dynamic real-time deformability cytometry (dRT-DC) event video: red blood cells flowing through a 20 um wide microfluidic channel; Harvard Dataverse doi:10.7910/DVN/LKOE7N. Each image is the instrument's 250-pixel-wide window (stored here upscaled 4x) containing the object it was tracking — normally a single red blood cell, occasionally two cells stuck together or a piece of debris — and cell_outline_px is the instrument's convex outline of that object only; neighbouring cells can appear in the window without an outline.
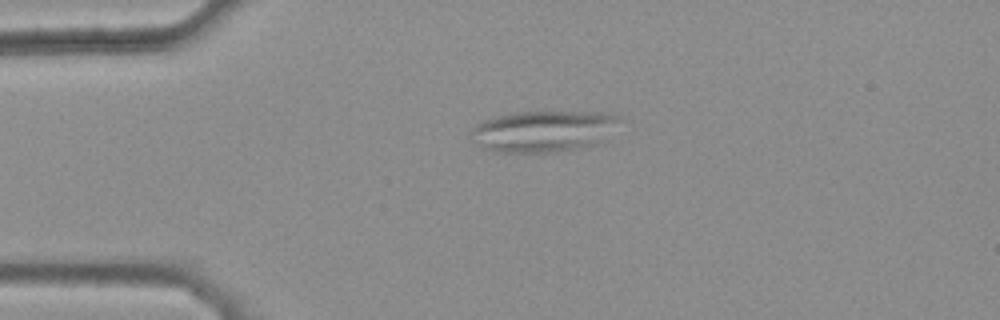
{"species": "common noctule bat (a hibernating species)", "species_latin": "Nyctalus noctula", "temperature_condition": "warm", "stored_images_in_passage": 46, "camera_frame_rate_fps": 3000, "um_per_image_px": 0.085, "animal": {"sex": "female", "body_mass_g": 25.1}, "frame": {"image": 1, "passage_image": 12, "time_ms": 3.667, "image_size_px": [1000, 320], "cell_outline_px": [[620, 120], [596, 144], [552, 152], [500, 152], [484, 148], [468, 132], [476, 124], [484, 120], [496, 116], [516, 112], [616, 112]], "centroid_in_image_um": [46.16, 11.12], "position_along_channel_um": 38.8, "area_um2": 35.14}}
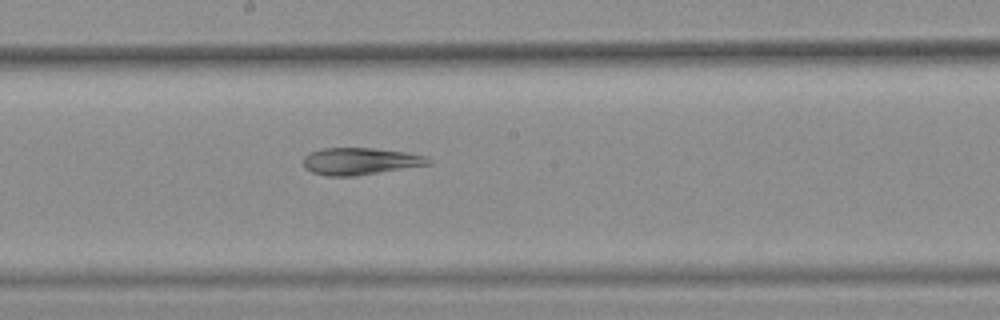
{"frame": {"image": 2, "passage_image": 28, "time_ms": 9.0, "image_size_px": [1000, 320], "cell_outline_px": [[432, 164], [356, 176], [328, 176], [312, 172], [304, 168], [304, 156], [312, 152], [324, 148], [372, 148], [404, 152], [424, 156], [432, 160]], "centroid_in_image_um": [30.62, 13.71], "position_along_channel_um": 217.6, "area_um2": 19.59}}
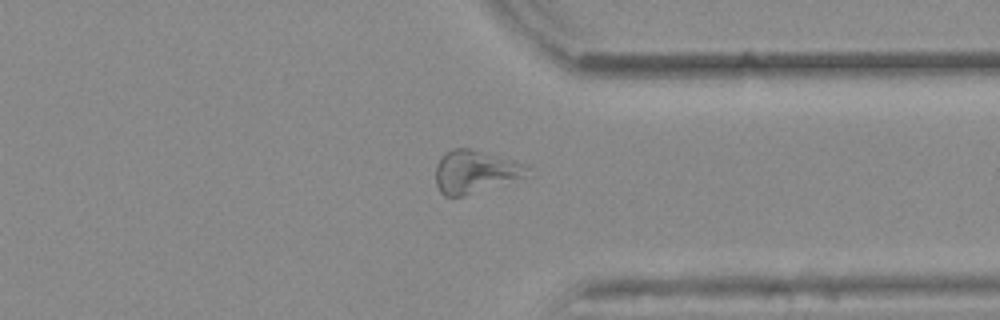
{"frame": {"image": 3, "passage_image": 40, "time_ms": 13.0, "image_size_px": [1000, 320], "cell_outline_px": [[532, 164], [528, 176], [464, 196], [444, 196], [440, 192], [436, 184], [436, 164], [444, 152], [452, 148], [468, 148]], "centroid_in_image_um": [40.43, 14.58], "position_along_channel_um": 371.0, "area_um2": 23.24}}